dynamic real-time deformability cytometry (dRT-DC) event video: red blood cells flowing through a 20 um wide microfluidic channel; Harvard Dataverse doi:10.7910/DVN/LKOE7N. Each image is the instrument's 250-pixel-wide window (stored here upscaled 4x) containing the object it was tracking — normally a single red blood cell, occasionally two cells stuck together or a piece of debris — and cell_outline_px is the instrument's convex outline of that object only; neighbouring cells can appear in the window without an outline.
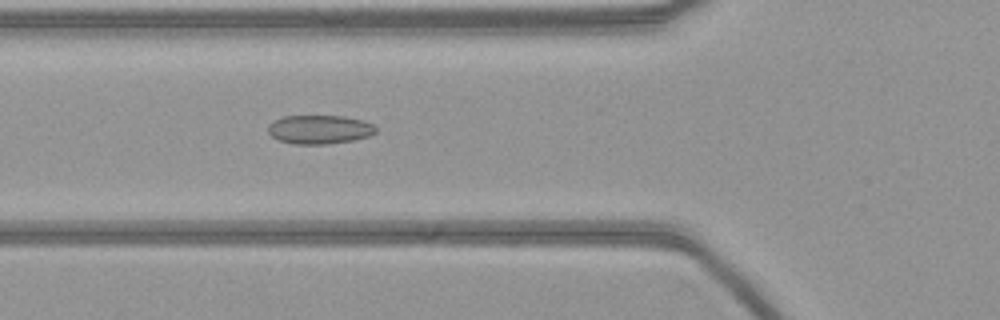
{"species": "common noctule bat (a hibernating species)", "species_latin": "Nyctalus noctula", "temperature_condition": "warm", "stored_images_in_passage": 45, "camera_frame_rate_fps": 3000, "um_per_image_px": 0.085, "animal": {"sex": "female", "body_mass_g": 21.9}, "frame": {"image": 1, "passage_image": 13, "time_ms": 4.0, "image_size_px": [1000, 320], "cell_outline_px": [[376, 132], [368, 136], [352, 140], [328, 144], [296, 144], [280, 140], [272, 136], [268, 132], [268, 124], [272, 120], [284, 116], [344, 116], [364, 120], [372, 124], [376, 128]], "centroid_in_image_um": [27.14, 10.99], "position_along_channel_um": 98.7, "area_um2": 18.09}}
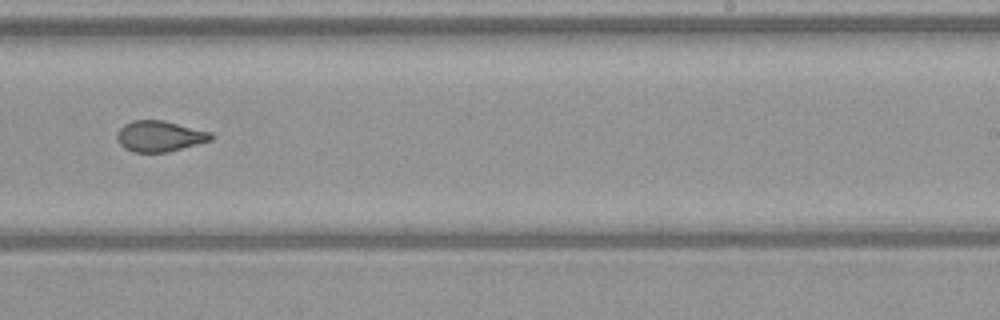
{"frame": {"image": 2, "passage_image": 27, "time_ms": 8.667, "image_size_px": [1000, 320], "cell_outline_px": [[212, 140], [168, 152], [132, 152], [124, 148], [120, 144], [116, 136], [116, 132], [124, 124], [132, 120], [164, 120], [212, 132]], "centroid_in_image_um": [13.55, 11.57], "position_along_channel_um": 275.4, "area_um2": 16.99}}
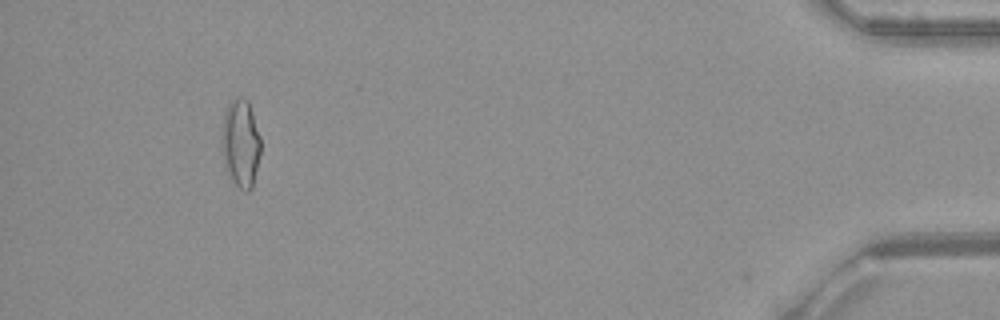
{"frame": {"image": 3, "passage_image": 44, "time_ms": 14.333, "image_size_px": [1000, 320], "cell_outline_px": [[260, 156], [252, 188], [248, 192], [244, 192], [232, 180], [228, 172], [224, 160], [220, 140], [224, 112], [228, 104], [232, 100], [240, 96], [248, 100], [260, 136]], "centroid_in_image_um": [20.45, 12.17], "position_along_channel_um": 414.7, "area_um2": 20.06}}